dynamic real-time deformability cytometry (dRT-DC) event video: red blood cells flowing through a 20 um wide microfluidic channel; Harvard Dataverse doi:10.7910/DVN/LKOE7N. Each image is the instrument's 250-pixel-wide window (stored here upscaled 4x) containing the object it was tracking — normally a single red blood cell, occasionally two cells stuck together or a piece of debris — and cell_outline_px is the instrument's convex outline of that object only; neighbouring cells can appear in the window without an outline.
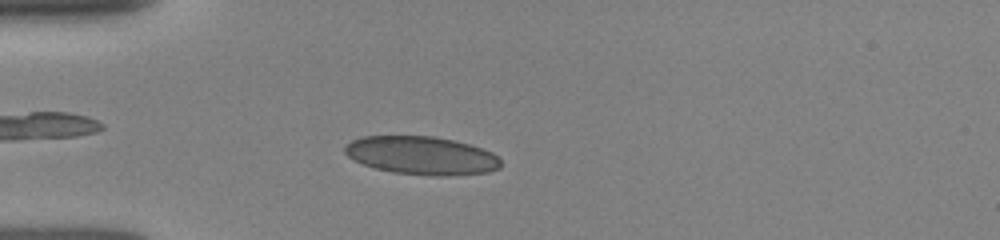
{"species": "human", "species_latin": "Homo sapiens", "temperature_condition": "room temperature", "stored_images_in_passage": 32, "camera_frame_rate_fps": 3000, "um_per_image_px": 0.085, "donor": {"sex": "female"}, "frame": {"image": 1, "passage_image": 19, "time_ms": 4.0, "image_size_px": [1000, 240], "cell_outline_px": [[500, 168], [488, 172], [448, 176], [432, 176], [392, 172], [376, 168], [352, 160], [344, 152], [344, 144], [360, 136], [432, 136], [452, 140], [468, 144], [492, 152], [500, 160]], "centroid_in_image_um": [35.79, 13.22], "position_along_channel_um": 49.2, "area_um2": 34.8}}
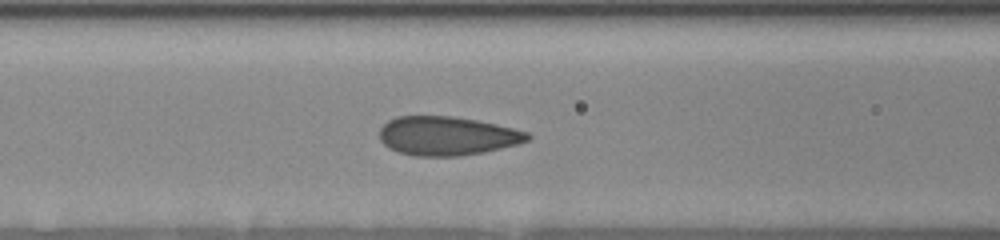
{"frame": {"image": 2, "passage_image": 26, "time_ms": 6.333, "image_size_px": [1000, 240], "cell_outline_px": [[532, 136], [528, 140], [516, 144], [484, 152], [460, 156], [416, 156], [400, 152], [388, 148], [380, 140], [380, 128], [388, 120], [396, 116], [452, 116], [476, 120], [496, 124], [528, 132]], "centroid_in_image_um": [37.98, 11.55], "position_along_channel_um": 128.6, "area_um2": 33.47}}
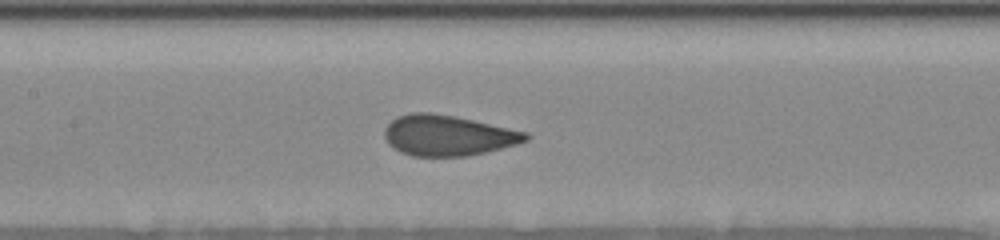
{"frame": {"image": 3, "passage_image": 30, "time_ms": 7.333, "image_size_px": [1000, 240], "cell_outline_px": [[532, 136], [528, 140], [516, 144], [468, 156], [412, 156], [400, 152], [392, 148], [388, 144], [384, 136], [384, 128], [396, 116], [412, 112], [428, 112], [452, 116], [472, 120], [528, 132]], "centroid_in_image_um": [38.03, 11.51], "position_along_channel_um": 169.4, "area_um2": 33.35}}